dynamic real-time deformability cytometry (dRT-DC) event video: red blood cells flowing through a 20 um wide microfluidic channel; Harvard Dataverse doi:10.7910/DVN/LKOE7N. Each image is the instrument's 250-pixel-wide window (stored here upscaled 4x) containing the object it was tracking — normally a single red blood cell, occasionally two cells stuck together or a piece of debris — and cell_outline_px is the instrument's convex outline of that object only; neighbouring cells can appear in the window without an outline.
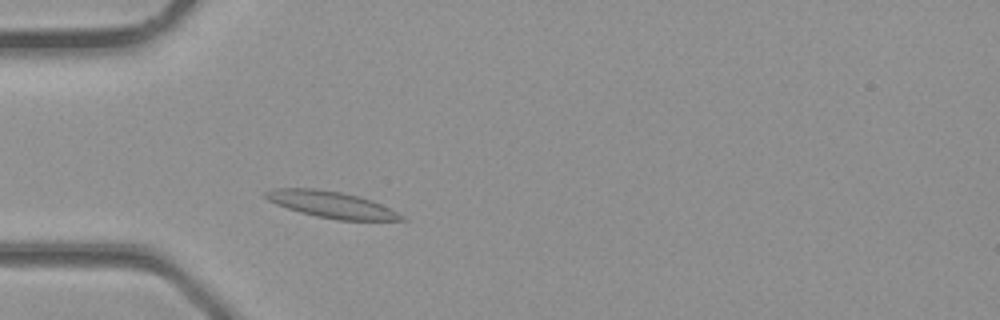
{"species": "common noctule bat (a hibernating species)", "species_latin": "Nyctalus noctula", "temperature_condition": "room temperature", "stored_images_in_passage": 3, "camera_frame_rate_fps": 3000, "um_per_image_px": 0.085, "animal": {"sex": "male", "body_mass_g": 23.1, "forearm_length_mm": 52.7}, "frame": {"image": 1, "passage_image": 3, "time_ms": 0.667, "image_size_px": [1000, 320], "cell_outline_px": [[408, 220], [336, 220], [316, 216], [300, 212], [276, 204], [268, 200], [264, 196], [264, 192], [272, 188], [316, 188], [340, 192], [360, 196], [372, 200], [404, 216]], "centroid_in_image_um": [28.14, 17.38], "position_along_channel_um": 56.9, "area_um2": 20.87}}